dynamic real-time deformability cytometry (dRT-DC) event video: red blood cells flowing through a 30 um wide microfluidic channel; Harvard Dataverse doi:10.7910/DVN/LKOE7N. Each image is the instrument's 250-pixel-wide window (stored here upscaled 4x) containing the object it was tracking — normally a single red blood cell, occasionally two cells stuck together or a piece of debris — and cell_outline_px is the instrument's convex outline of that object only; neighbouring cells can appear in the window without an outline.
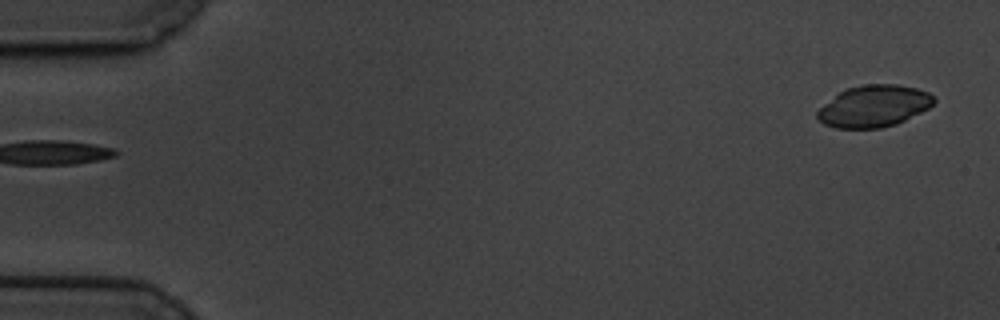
{"species": "common noctule bat (a hibernating species)", "species_latin": "Nyctalus noctula", "temperature_condition": "cold", "stored_images_in_passage": 58, "camera_frame_rate_fps": 3000, "um_per_image_px": 0.085, "animal": {"sex": "male", "body_mass_g": 19.5, "forearm_length_mm": 54.6}, "frame": {"image": 1, "passage_image": 1, "time_ms": 0.0, "image_size_px": [1000, 320], "cell_outline_px": [[936, 100], [928, 108], [896, 124], [880, 128], [836, 128], [824, 124], [816, 116], [816, 112], [824, 104], [840, 92], [848, 88], [864, 84], [896, 84], [916, 88], [928, 92]], "centroid_in_image_um": [74.27, 9.02], "position_along_channel_um": 10.7, "area_um2": 28.03}}